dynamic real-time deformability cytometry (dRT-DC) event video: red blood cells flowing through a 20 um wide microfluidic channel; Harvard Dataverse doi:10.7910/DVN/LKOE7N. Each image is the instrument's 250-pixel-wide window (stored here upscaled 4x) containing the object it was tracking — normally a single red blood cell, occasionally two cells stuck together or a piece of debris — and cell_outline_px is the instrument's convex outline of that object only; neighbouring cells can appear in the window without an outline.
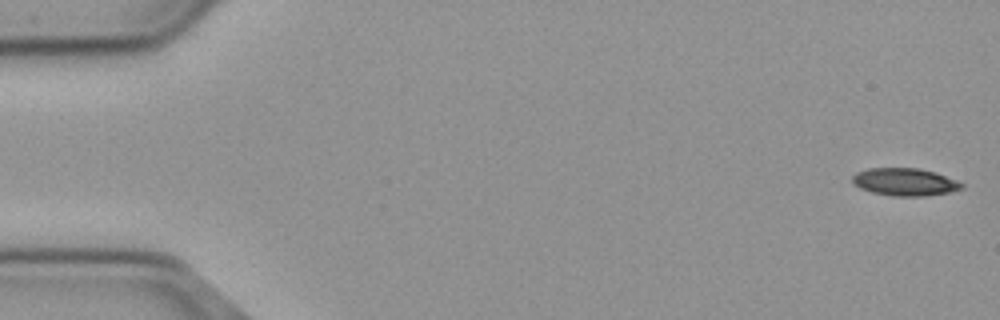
{"species": "common noctule bat (a hibernating species)", "species_latin": "Nyctalus noctula", "temperature_condition": "cold", "stored_images_in_passage": 55, "camera_frame_rate_fps": 3000, "um_per_image_px": 0.085, "animal": {"sex": "male", "body_mass_g": 23.1, "forearm_length_mm": 52.7}, "frame": {"image": 1, "passage_image": 1, "time_ms": 0.0, "image_size_px": [1000, 320], "cell_outline_px": [[964, 188], [948, 192], [924, 196], [892, 196], [872, 192], [860, 188], [852, 180], [852, 176], [856, 172], [868, 168], [920, 168], [936, 172], [956, 180], [964, 184]], "centroid_in_image_um": [76.92, 15.46], "position_along_channel_um": 8.1, "area_um2": 17.57}}
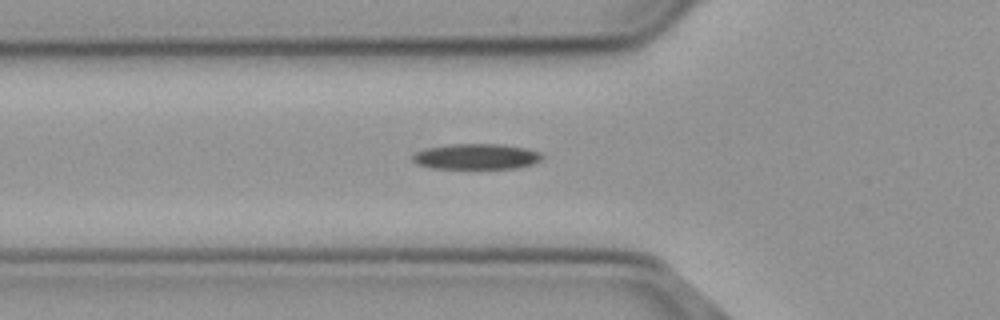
{"frame": {"image": 2, "passage_image": 19, "time_ms": 6.0, "image_size_px": [1000, 320], "cell_outline_px": [[544, 156], [540, 160], [532, 164], [520, 168], [432, 168], [416, 164], [412, 160], [412, 156], [416, 152], [428, 148], [452, 144], [500, 144], [524, 148], [540, 152]], "centroid_in_image_um": [40.5, 13.31], "position_along_channel_um": 85.3, "area_um2": 19.19}}
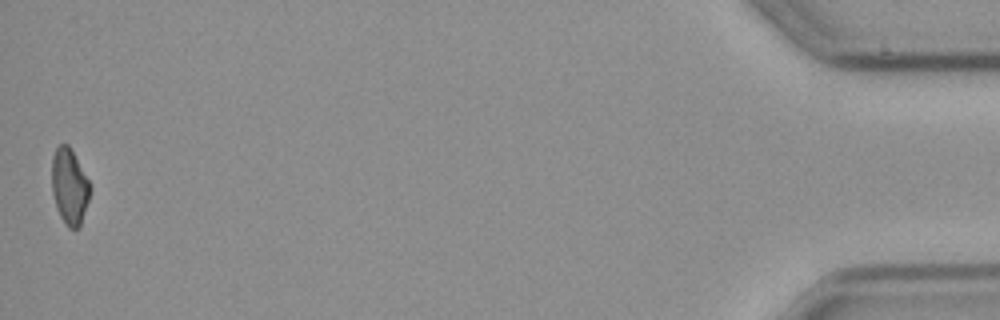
{"frame": {"image": 3, "passage_image": 55, "time_ms": 18.0, "image_size_px": [1000, 320], "cell_outline_px": [[92, 188], [80, 228], [68, 228], [60, 216], [56, 208], [52, 192], [52, 156], [56, 148], [60, 144], [68, 144], [88, 180]], "centroid_in_image_um": [5.9, 15.88], "position_along_channel_um": 429.3, "area_um2": 16.88}, "authors_computed_cell_mechanics": {"area_um2": 18.4382, "velocity_mm_per_s": 3.693, "shape_relaxation_time_tau1_ms": 9.7339, "shape_relaxation_time_tau2_ms": null, "deformation_change_tau1": 0.186, "deformation_change_tau2": null}}